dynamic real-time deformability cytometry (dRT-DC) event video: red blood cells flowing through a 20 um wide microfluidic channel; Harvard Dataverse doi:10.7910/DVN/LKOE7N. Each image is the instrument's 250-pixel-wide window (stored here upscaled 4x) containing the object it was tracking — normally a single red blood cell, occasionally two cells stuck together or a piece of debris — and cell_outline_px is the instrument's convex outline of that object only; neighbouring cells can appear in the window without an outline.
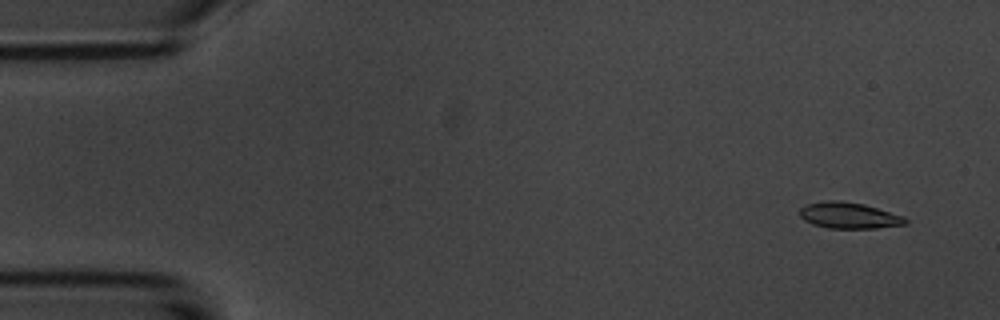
{"species": "common noctule bat (a hibernating species)", "species_latin": "Nyctalus noctula", "temperature_condition": "room temperature", "stored_images_in_passage": 10, "camera_frame_rate_fps": 3000, "um_per_image_px": 0.085, "animal": {"sex": "male", "body_mass_g": 20.1, "forearm_length_mm": 53.5}, "frame": {"image": 1, "passage_image": 1, "time_ms": 0.0, "image_size_px": [1000, 320], "cell_outline_px": [[908, 224], [876, 228], [828, 228], [812, 224], [804, 220], [800, 216], [800, 208], [808, 204], [824, 200], [840, 200], [864, 204], [904, 216], [908, 220]], "centroid_in_image_um": [72.17, 18.31], "position_along_channel_um": 12.8, "area_um2": 16.18}}
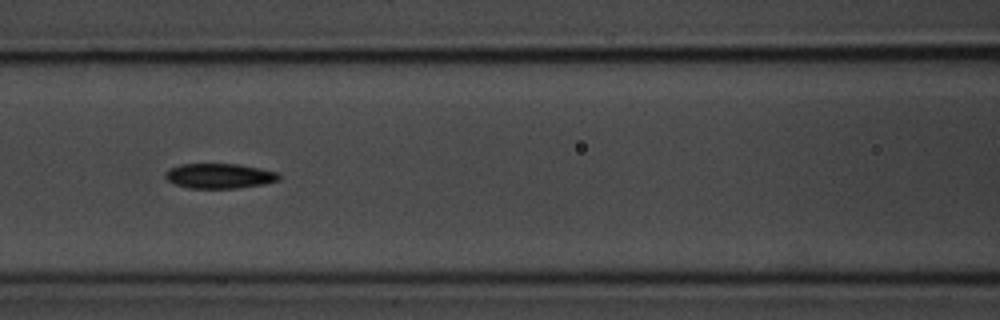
{"frame": {"image": 2, "passage_image": 6, "time_ms": 6.667, "image_size_px": [1000, 320], "cell_outline_px": [[280, 180], [264, 184], [236, 188], [188, 188], [176, 184], [168, 180], [164, 176], [164, 172], [168, 168], [180, 164], [240, 164], [280, 172]], "centroid_in_image_um": [18.66, 14.94], "position_along_channel_um": 147.9, "area_um2": 16.7}}
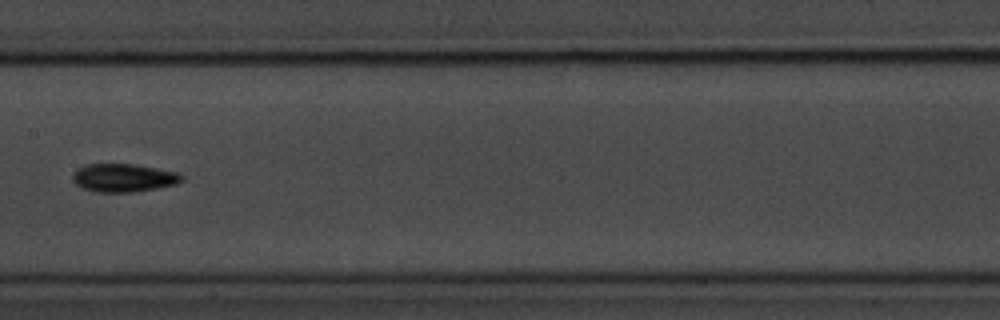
{"frame": {"image": 3, "passage_image": 7, "time_ms": 8.0, "image_size_px": [1000, 320], "cell_outline_px": [[184, 180], [176, 184], [156, 188], [132, 192], [96, 192], [84, 188], [76, 184], [72, 180], [72, 176], [76, 168], [84, 164], [136, 164], [180, 172], [184, 176]], "centroid_in_image_um": [10.52, 15.1], "position_along_channel_um": 196.9, "area_um2": 18.15}}